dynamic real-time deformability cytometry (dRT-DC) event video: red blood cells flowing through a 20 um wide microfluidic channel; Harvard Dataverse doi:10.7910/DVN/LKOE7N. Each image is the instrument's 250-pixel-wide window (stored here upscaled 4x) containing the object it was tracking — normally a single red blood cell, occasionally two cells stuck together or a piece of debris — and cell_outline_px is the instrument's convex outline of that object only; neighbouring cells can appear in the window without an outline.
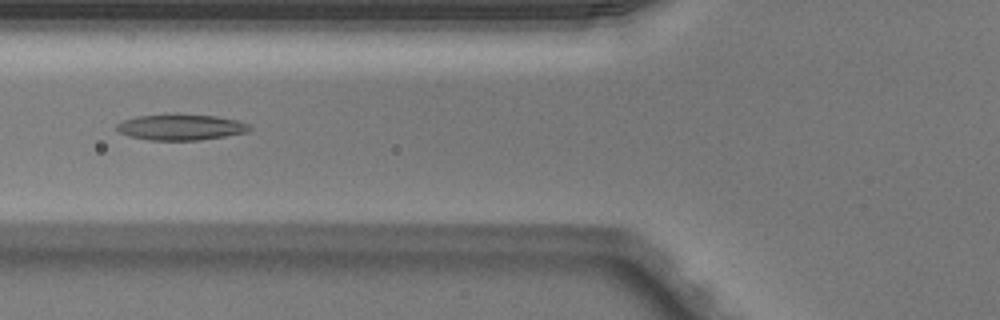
{"species": "Egyptian fruit bat (a non-hibernating species)", "species_latin": "Rousettus aegyptiacus", "temperature_condition": "warm", "stored_images_in_passage": 48, "camera_frame_rate_fps": 3000, "um_per_image_px": 0.085, "animal": {"sex": "male"}, "frame": {"image": 1, "passage_image": 19, "time_ms": 6.0, "image_size_px": [1000, 320], "cell_outline_px": [[252, 128], [248, 132], [200, 140], [148, 140], [128, 136], [120, 132], [116, 128], [116, 124], [124, 120], [136, 116], [172, 112], [176, 112], [216, 116], [236, 120], [248, 124]], "centroid_in_image_um": [15.34, 10.78], "position_along_channel_um": 110.5, "area_um2": 20.58}}
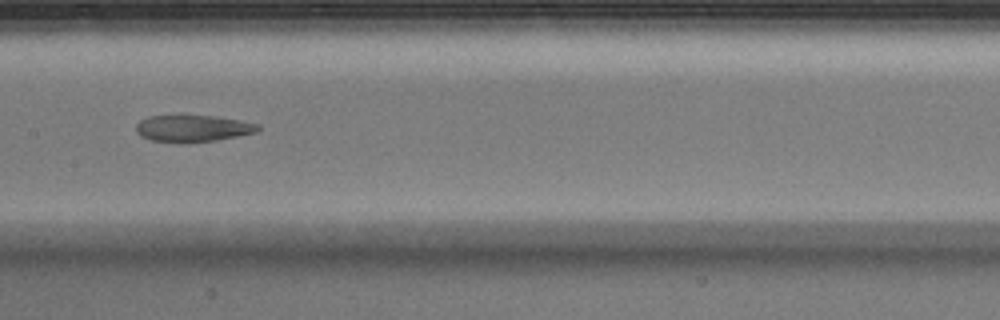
{"frame": {"image": 2, "passage_image": 25, "time_ms": 8.0, "image_size_px": [1000, 320], "cell_outline_px": [[260, 128], [256, 132], [216, 140], [152, 140], [140, 136], [136, 132], [136, 124], [140, 120], [148, 116], [212, 116], [240, 120], [260, 124]], "centroid_in_image_um": [16.4, 10.87], "position_along_channel_um": 191.0, "area_um2": 18.15}}
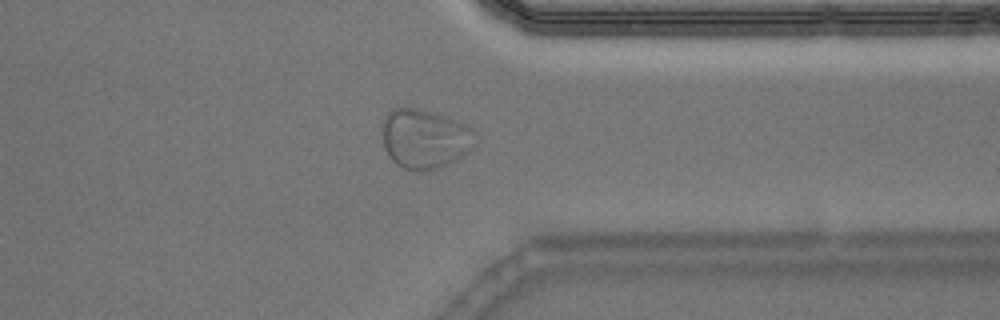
{"frame": {"image": 3, "passage_image": 39, "time_ms": 12.667, "image_size_px": [1000, 320], "cell_outline_px": [[476, 144], [464, 156], [448, 164], [436, 168], [404, 168], [396, 164], [388, 156], [384, 148], [384, 120], [396, 108], [416, 108], [448, 116], [464, 124], [476, 132]], "centroid_in_image_um": [36.17, 11.78], "position_along_channel_um": 375.2, "area_um2": 31.62}}